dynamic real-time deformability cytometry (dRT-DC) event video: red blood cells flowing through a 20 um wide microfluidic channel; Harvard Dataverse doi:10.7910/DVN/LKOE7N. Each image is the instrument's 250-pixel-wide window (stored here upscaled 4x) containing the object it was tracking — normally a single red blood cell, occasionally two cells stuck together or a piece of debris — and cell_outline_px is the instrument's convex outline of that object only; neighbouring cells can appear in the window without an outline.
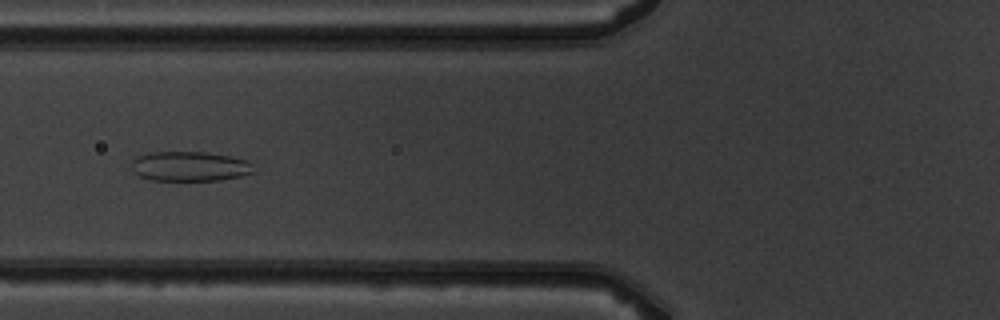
{"species": "common noctule bat (a hibernating species)", "species_latin": "Nyctalus noctula", "temperature_condition": "warm", "stored_images_in_passage": 5, "camera_frame_rate_fps": 3000, "um_per_image_px": 0.085, "animal": {"sex": "male", "body_mass_g": 19.5, "forearm_length_mm": 54.6}, "frame": {"image": 1, "passage_image": 5, "time_ms": 4.667, "image_size_px": [1000, 320], "cell_outline_px": [[256, 172], [240, 176], [220, 180], [152, 180], [140, 176], [132, 172], [132, 160], [136, 156], [148, 152], [208, 152], [248, 160], [252, 164]], "centroid_in_image_um": [16.12, 14.13], "position_along_channel_um": 109.7, "area_um2": 21.33}}